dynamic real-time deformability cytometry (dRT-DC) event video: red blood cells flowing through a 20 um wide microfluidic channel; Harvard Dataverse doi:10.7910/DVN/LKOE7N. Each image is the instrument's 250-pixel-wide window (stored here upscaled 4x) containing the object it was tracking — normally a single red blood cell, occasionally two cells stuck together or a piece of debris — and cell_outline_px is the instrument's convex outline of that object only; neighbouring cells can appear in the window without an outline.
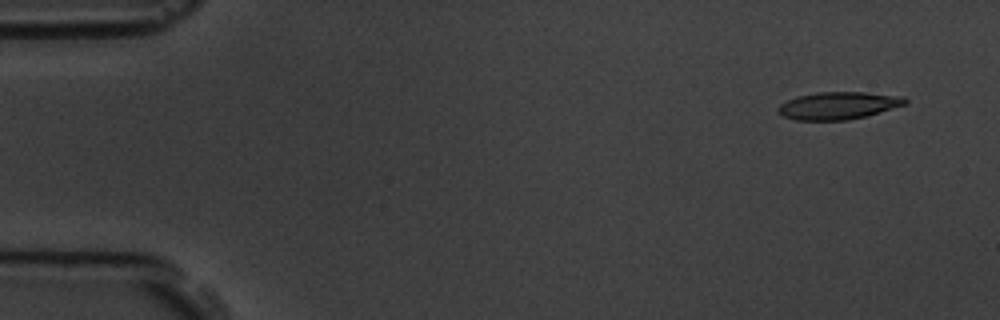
{"species": "common noctule bat (a hibernating species)", "species_latin": "Nyctalus noctula", "temperature_condition": "room temperature", "stored_images_in_passage": 6, "segment_of_instrument_passage": [2, 2], "camera_frame_rate_fps": 3000, "um_per_image_px": 0.085, "animal": {"sex": "male", "body_mass_g": 19.5, "forearm_length_mm": 54.6}, "frame": {"image": 1, "passage_image": 6, "time_ms": 5.667, "image_size_px": [1000, 320], "cell_outline_px": [[908, 104], [880, 112], [848, 120], [796, 120], [784, 116], [776, 108], [780, 104], [796, 96], [816, 92], [864, 92], [904, 96], [908, 100]], "centroid_in_image_um": [71.29, 8.96], "position_along_channel_um": 13.7, "area_um2": 20.35}}